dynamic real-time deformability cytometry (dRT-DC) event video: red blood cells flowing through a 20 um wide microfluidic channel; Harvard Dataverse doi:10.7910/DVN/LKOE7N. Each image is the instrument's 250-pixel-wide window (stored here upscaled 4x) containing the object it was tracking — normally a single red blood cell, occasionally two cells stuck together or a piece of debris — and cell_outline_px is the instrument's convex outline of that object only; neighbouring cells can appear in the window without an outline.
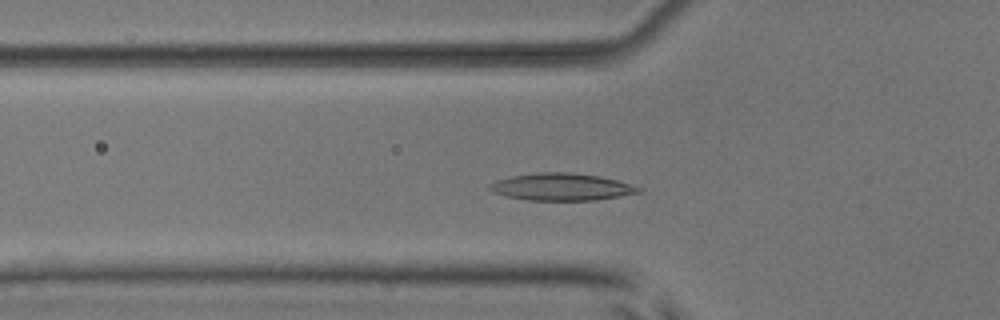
{"species": "common noctule bat (a hibernating species)", "species_latin": "Nyctalus noctula", "temperature_condition": "room temperature", "stored_images_in_passage": 49, "camera_frame_rate_fps": 3000, "um_per_image_px": 0.085, "animal": {"sex": "male", "body_mass_g": 17.9, "forearm_length_mm": 54.2}, "frame": {"image": 1, "passage_image": 15, "time_ms": 4.667, "image_size_px": [1000, 320], "cell_outline_px": [[640, 192], [620, 196], [596, 200], [528, 200], [504, 196], [492, 192], [488, 188], [488, 184], [496, 180], [512, 176], [536, 172], [568, 172], [600, 176], [632, 184], [640, 188]], "centroid_in_image_um": [47.68, 15.88], "position_along_channel_um": 78.1, "area_um2": 23.64}}
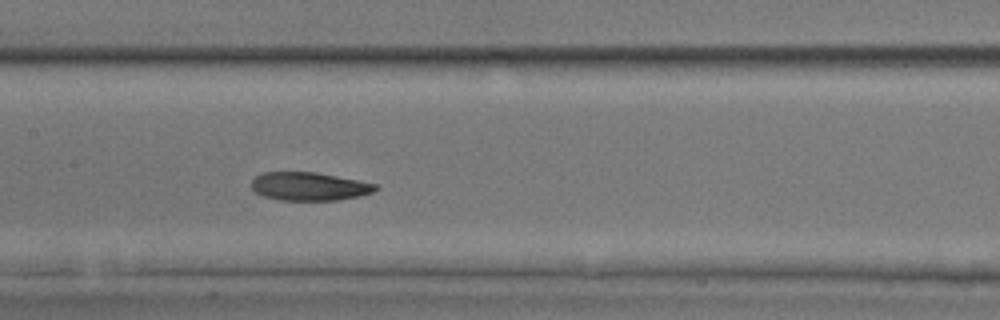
{"frame": {"image": 2, "passage_image": 23, "time_ms": 7.333, "image_size_px": [1000, 320], "cell_outline_px": [[380, 188], [372, 192], [360, 196], [336, 200], [280, 200], [264, 196], [256, 192], [252, 188], [252, 180], [256, 176], [264, 172], [316, 172], [360, 180], [376, 184]], "centroid_in_image_um": [26.32, 15.84], "position_along_channel_um": 181.1, "area_um2": 20.46}}
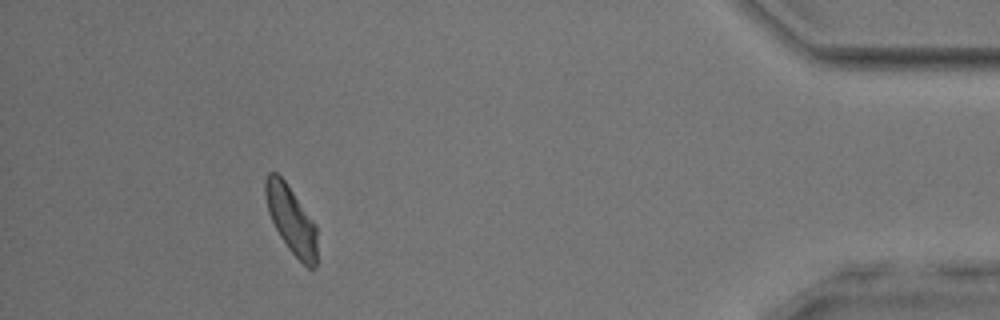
{"frame": {"image": 3, "passage_image": 45, "time_ms": 14.667, "image_size_px": [1000, 320], "cell_outline_px": [[316, 268], [308, 268], [288, 248], [280, 236], [268, 212], [264, 196], [264, 180], [268, 172], [276, 172], [284, 180], [316, 224]], "centroid_in_image_um": [24.73, 18.65], "position_along_channel_um": 410.5, "area_um2": 20.17}, "authors_computed_cell_mechanics": {"area_um2": 21.2704, "velocity_mm_per_s": 3.8702, "shape_relaxation_time_tau1_ms": 6.0897, "shape_relaxation_time_tau2_ms": 5.2608, "deformation_change_tau1": 0.1379, "deformation_change_tau2": 0.1053}}